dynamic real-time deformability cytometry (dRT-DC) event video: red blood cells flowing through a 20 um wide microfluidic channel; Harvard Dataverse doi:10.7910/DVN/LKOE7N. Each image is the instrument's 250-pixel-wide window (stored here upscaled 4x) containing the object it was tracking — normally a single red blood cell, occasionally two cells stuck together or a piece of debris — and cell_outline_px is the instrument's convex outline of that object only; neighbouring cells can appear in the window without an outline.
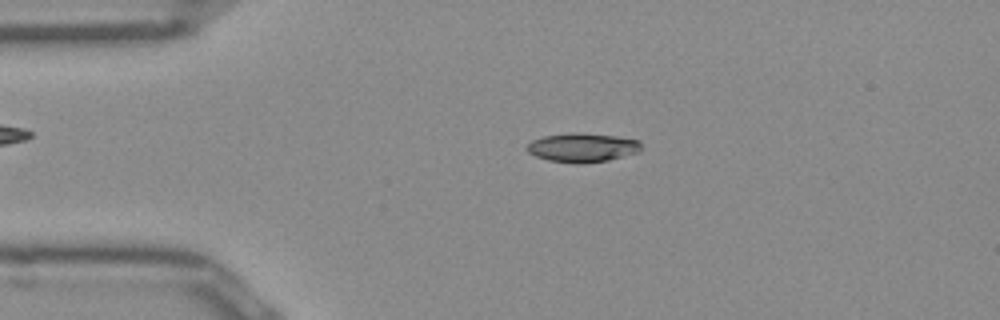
{"species": "Egyptian fruit bat (a non-hibernating species)", "species_latin": "Rousettus aegyptiacus", "temperature_condition": "room temperature", "stored_images_in_passage": 45, "camera_frame_rate_fps": 3000, "um_per_image_px": 0.085, "frame": {"image": 1, "passage_image": 5, "time_ms": 1.333, "image_size_px": [1000, 320], "cell_outline_px": [[640, 152], [608, 160], [580, 164], [548, 160], [536, 156], [528, 152], [524, 148], [532, 140], [544, 136], [572, 132], [580, 132], [616, 136], [640, 140]], "centroid_in_image_um": [49.5, 12.53], "position_along_channel_um": 35.5, "area_um2": 19.42}}
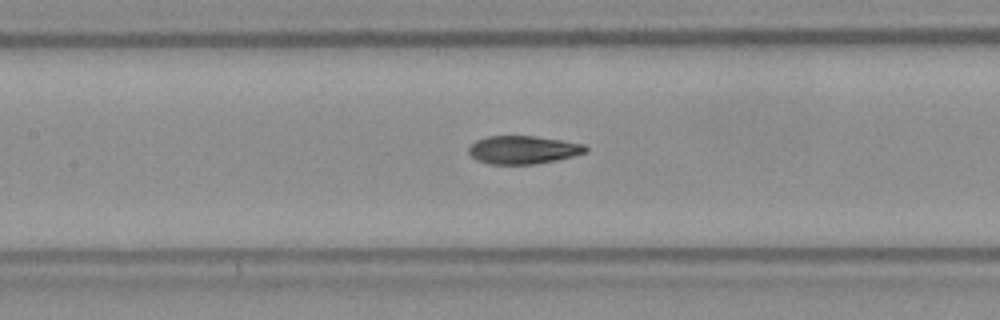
{"frame": {"image": 2, "passage_image": 17, "time_ms": 5.333, "image_size_px": [1000, 320], "cell_outline_px": [[588, 152], [556, 160], [532, 164], [488, 164], [476, 160], [468, 152], [468, 148], [476, 140], [488, 136], [536, 136], [584, 144], [588, 148]], "centroid_in_image_um": [44.45, 12.73], "position_along_channel_um": 162.9, "area_um2": 19.13}}
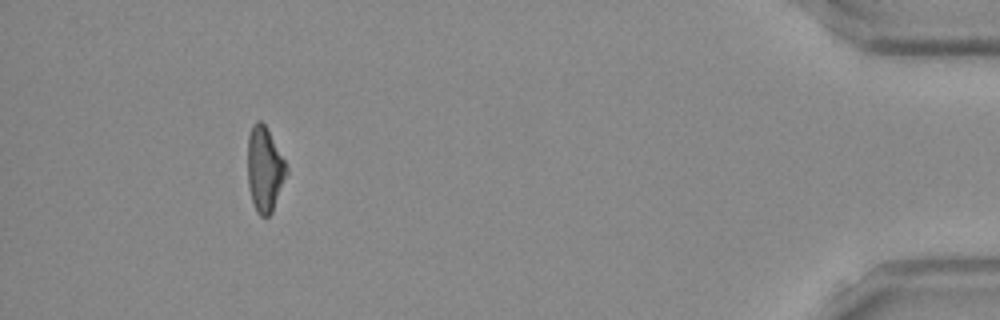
{"frame": {"image": 3, "passage_image": 41, "time_ms": 13.333, "image_size_px": [1000, 320], "cell_outline_px": [[288, 172], [272, 212], [268, 216], [260, 216], [256, 212], [252, 200], [248, 184], [248, 136], [252, 124], [256, 120], [260, 120], [264, 124], [284, 160], [288, 168]], "centroid_in_image_um": [22.48, 14.4], "position_along_channel_um": 412.7, "area_um2": 19.02}, "authors_computed_cell_mechanics": {"area_um2": 19.2474, "velocity_mm_per_s": 3.9708, "shape_relaxation_time_tau1_ms": 4.5542, "shape_relaxation_time_tau2_ms": 1.5874, "deformation_change_tau1": 0.1667, "deformation_change_tau2": 0.0827}}